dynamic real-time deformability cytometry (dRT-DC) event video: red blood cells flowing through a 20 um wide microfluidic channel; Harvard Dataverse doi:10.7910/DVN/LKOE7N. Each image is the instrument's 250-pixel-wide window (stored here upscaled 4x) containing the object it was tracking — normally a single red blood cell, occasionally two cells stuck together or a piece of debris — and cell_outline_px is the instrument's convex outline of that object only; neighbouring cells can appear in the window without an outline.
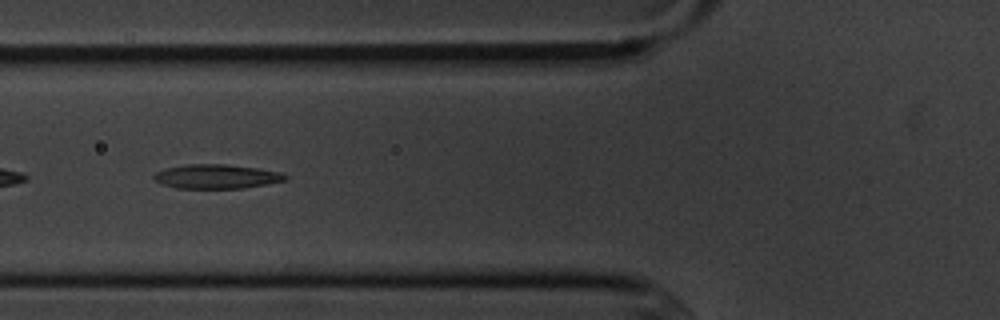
{"species": "common noctule bat (a hibernating species)", "species_latin": "Nyctalus noctula", "temperature_condition": "cold", "stored_images_in_passage": 9, "camera_frame_rate_fps": 3000, "um_per_image_px": 0.085, "animal": {"sex": "male", "body_mass_g": 20.1, "forearm_length_mm": 53.5}, "frame": {"image": 1, "passage_image": 6, "time_ms": 6.0, "image_size_px": [1000, 320], "cell_outline_px": [[288, 176], [284, 180], [268, 184], [244, 188], [176, 188], [152, 180], [152, 176], [156, 172], [168, 168], [188, 164], [224, 164], [260, 168], [280, 172]], "centroid_in_image_um": [18.41, 15.0], "position_along_channel_um": 107.4, "area_um2": 18.5}}
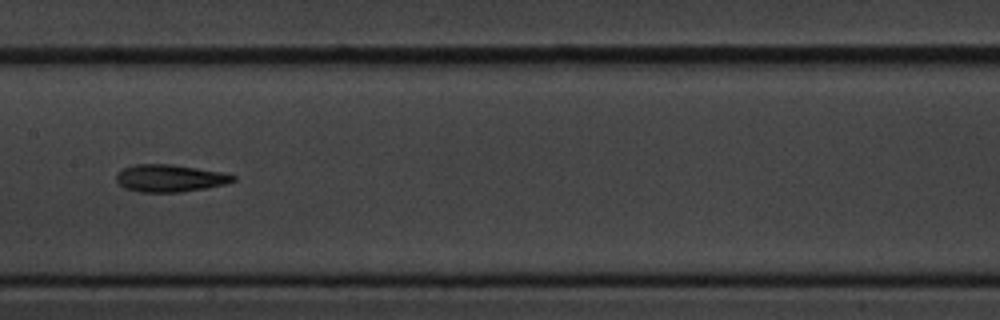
{"frame": {"image": 2, "passage_image": 8, "time_ms": 8.333, "image_size_px": [1000, 320], "cell_outline_px": [[236, 180], [224, 184], [204, 188], [180, 192], [140, 192], [124, 188], [116, 180], [116, 172], [124, 168], [136, 164], [172, 164], [220, 172], [236, 176]], "centroid_in_image_um": [14.39, 15.14], "position_along_channel_um": 193.0, "area_um2": 18.44}}
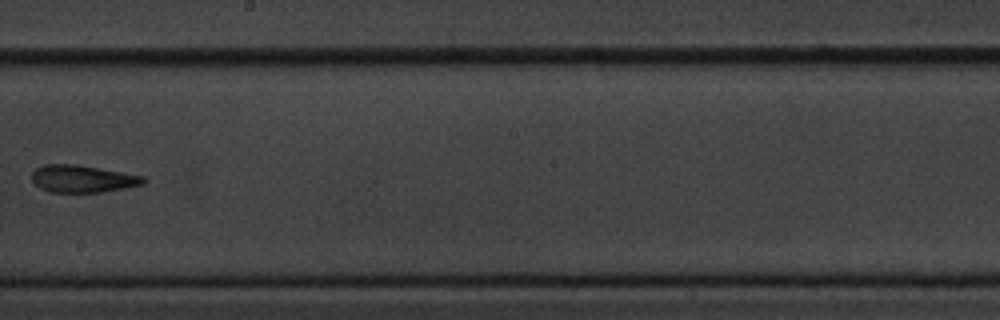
{"frame": {"image": 3, "passage_image": 9, "time_ms": 9.667, "image_size_px": [1000, 320], "cell_outline_px": [[148, 180], [144, 184], [124, 188], [100, 192], [48, 192], [40, 188], [32, 180], [32, 172], [36, 168], [44, 164], [76, 164], [144, 176]], "centroid_in_image_um": [7.01, 15.19], "position_along_channel_um": 241.2, "area_um2": 17.74}}